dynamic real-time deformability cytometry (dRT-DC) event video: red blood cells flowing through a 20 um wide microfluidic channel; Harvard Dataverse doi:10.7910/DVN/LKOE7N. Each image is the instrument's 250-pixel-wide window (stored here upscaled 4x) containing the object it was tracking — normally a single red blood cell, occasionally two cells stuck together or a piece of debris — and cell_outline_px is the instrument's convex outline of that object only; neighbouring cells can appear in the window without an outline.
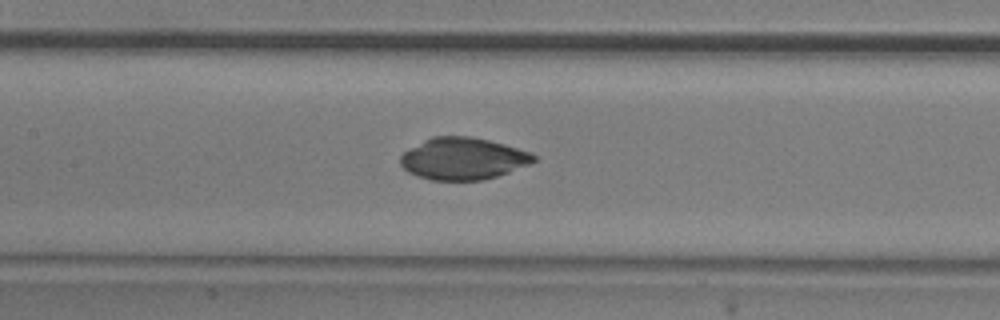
{"species": "common noctule bat (a hibernating species)", "species_latin": "Nyctalus noctula", "temperature_condition": "room temperature", "stored_images_in_passage": 53, "camera_frame_rate_fps": 3000, "um_per_image_px": 0.085, "animal": {"sex": "male", "body_mass_g": 20.5, "forearm_length_mm": 52.5}, "frame": {"image": 1, "passage_image": 24, "time_ms": 7.667, "image_size_px": [1000, 320], "cell_outline_px": [[536, 160], [528, 164], [508, 172], [484, 180], [432, 180], [416, 176], [408, 172], [400, 164], [400, 156], [404, 152], [424, 140], [432, 136], [468, 136], [488, 140], [504, 144], [532, 152], [536, 156]], "centroid_in_image_um": [39.35, 13.48], "position_along_channel_um": 168.1, "area_um2": 32.48}}
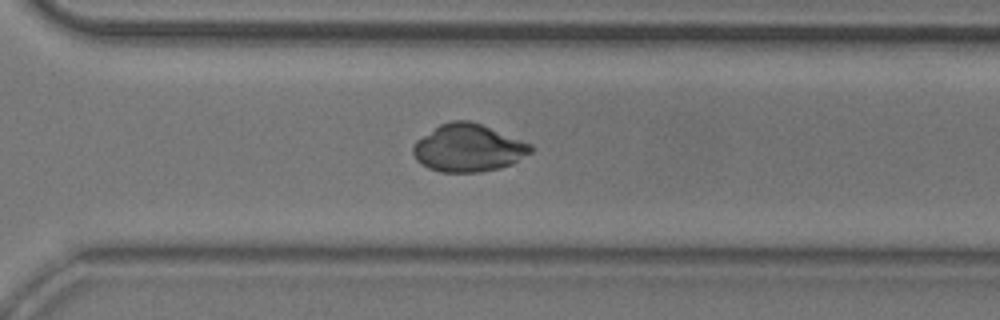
{"frame": {"image": 2, "passage_image": 37, "time_ms": 12.0, "image_size_px": [1000, 320], "cell_outline_px": [[532, 152], [512, 164], [500, 168], [480, 172], [440, 172], [428, 168], [420, 164], [416, 160], [412, 152], [412, 144], [416, 140], [440, 124], [452, 120], [468, 120], [480, 124], [532, 144]], "centroid_in_image_um": [39.77, 12.59], "position_along_channel_um": 330.8, "area_um2": 32.66}}
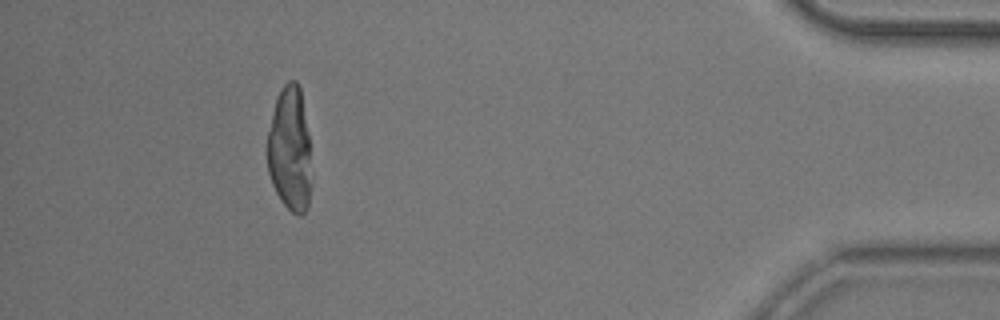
{"frame": {"image": 3, "passage_image": 48, "time_ms": 15.667, "image_size_px": [1000, 320], "cell_outline_px": [[308, 208], [300, 216], [296, 216], [280, 200], [272, 184], [268, 172], [268, 132], [276, 96], [280, 88], [288, 80], [296, 80], [300, 88], [308, 132]], "centroid_in_image_um": [24.6, 12.65], "position_along_channel_um": 410.6, "area_um2": 31.27}}